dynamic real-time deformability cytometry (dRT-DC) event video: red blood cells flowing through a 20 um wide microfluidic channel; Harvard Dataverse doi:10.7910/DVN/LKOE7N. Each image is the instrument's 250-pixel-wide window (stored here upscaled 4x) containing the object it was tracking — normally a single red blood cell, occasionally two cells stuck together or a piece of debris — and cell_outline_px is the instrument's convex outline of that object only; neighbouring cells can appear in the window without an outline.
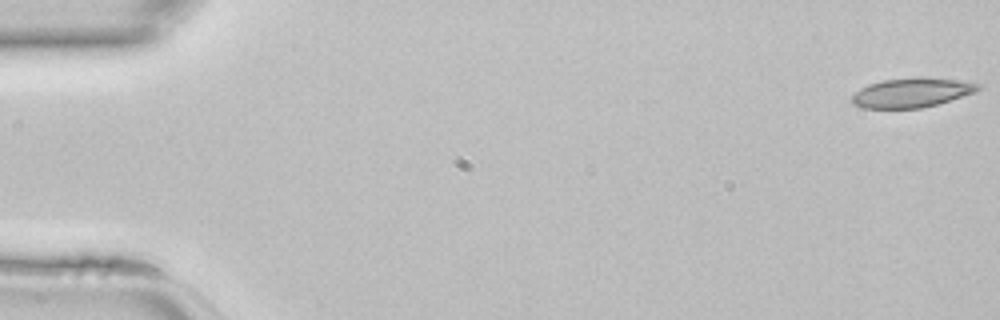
{"species": "common noctule bat (a hibernating species)", "species_latin": "Nyctalus noctula", "temperature_condition": "room temperature", "stored_images_in_passage": 12, "camera_frame_rate_fps": 3000, "um_per_image_px": 0.085, "animal": {"sex": "female", "body_mass_g": 22.7, "forearm_length_mm": 54.2}, "frame": {"image": 1, "passage_image": 1, "time_ms": 0.0, "image_size_px": [1000, 320], "cell_outline_px": [[984, 84], [976, 92], [936, 104], [920, 108], [864, 108], [852, 104], [852, 96], [860, 88], [868, 84], [884, 80], [916, 76], [924, 76], [956, 80]], "centroid_in_image_um": [77.51, 7.85], "position_along_channel_um": 7.5, "area_um2": 21.73}}